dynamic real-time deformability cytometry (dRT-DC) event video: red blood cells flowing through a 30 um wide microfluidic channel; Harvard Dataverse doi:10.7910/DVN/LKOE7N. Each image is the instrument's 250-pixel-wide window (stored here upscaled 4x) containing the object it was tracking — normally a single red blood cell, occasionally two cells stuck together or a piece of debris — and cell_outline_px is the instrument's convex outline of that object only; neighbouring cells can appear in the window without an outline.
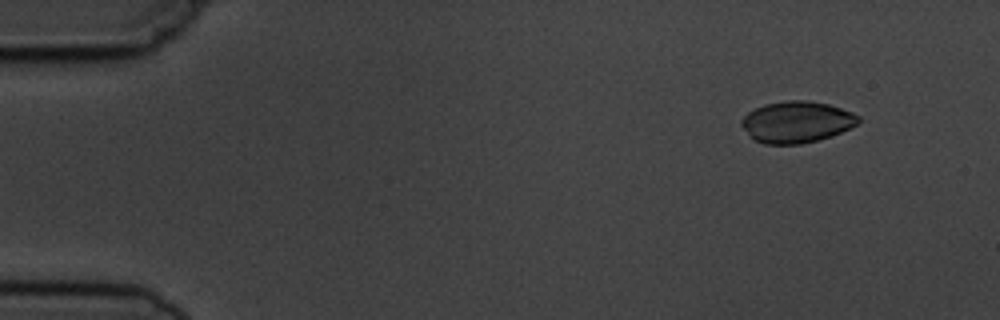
{"species": "common noctule bat (a hibernating species)", "species_latin": "Nyctalus noctula", "temperature_condition": "cold", "stored_images_in_passage": 4, "camera_frame_rate_fps": 3000, "um_per_image_px": 0.085, "animal": {"sex": "male", "body_mass_g": 19.5, "forearm_length_mm": 54.6}, "frame": {"image": 1, "passage_image": 2, "time_ms": 1.0, "image_size_px": [1000, 320], "cell_outline_px": [[860, 120], [856, 124], [832, 136], [800, 144], [764, 144], [756, 140], [740, 124], [740, 120], [748, 112], [764, 104], [784, 100], [804, 100], [828, 104], [852, 112], [860, 116]], "centroid_in_image_um": [67.71, 10.36], "position_along_channel_um": 17.3, "area_um2": 27.98}}
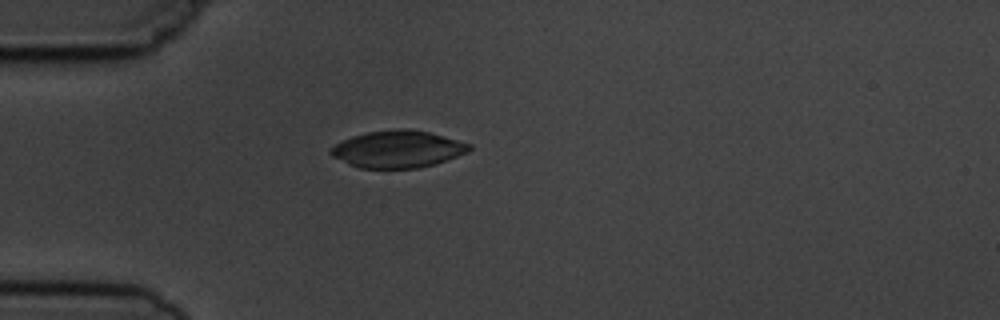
{"frame": {"image": 2, "passage_image": 4, "time_ms": 4.333, "image_size_px": [1000, 320], "cell_outline_px": [[472, 148], [468, 152], [432, 164], [416, 168], [360, 168], [348, 164], [332, 156], [328, 152], [336, 144], [352, 136], [368, 132], [400, 128], [404, 128], [428, 132], [472, 144]], "centroid_in_image_um": [33.79, 12.67], "position_along_channel_um": 51.2, "area_um2": 29.54}}